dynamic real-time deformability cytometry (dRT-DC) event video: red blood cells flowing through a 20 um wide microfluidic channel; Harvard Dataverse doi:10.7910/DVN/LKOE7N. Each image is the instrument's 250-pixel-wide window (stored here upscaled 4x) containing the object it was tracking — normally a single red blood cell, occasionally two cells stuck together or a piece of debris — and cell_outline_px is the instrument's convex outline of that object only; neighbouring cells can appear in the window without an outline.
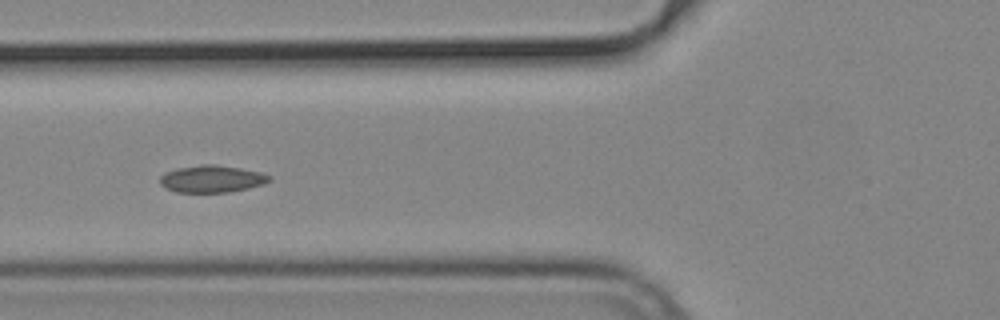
{"species": "common noctule bat (a hibernating species)", "species_latin": "Nyctalus noctula", "temperature_condition": "cold", "stored_images_in_passage": 23, "camera_frame_rate_fps": 3000, "um_per_image_px": 0.085, "animal": {"sex": "male", "body_mass_g": 19.2, "forearm_length_mm": 51.8}, "frame": {"image": 1, "passage_image": 4, "time_ms": 1.0, "image_size_px": [1000, 320], "cell_outline_px": [[264, 180], [252, 184], [236, 188], [212, 192], [192, 192], [172, 188], [164, 180], [168, 176], [176, 172], [192, 168], [224, 168], [244, 172], [260, 176]], "centroid_in_image_um": [17.89, 15.27], "position_along_channel_um": 107.9, "area_um2": 12.54}}
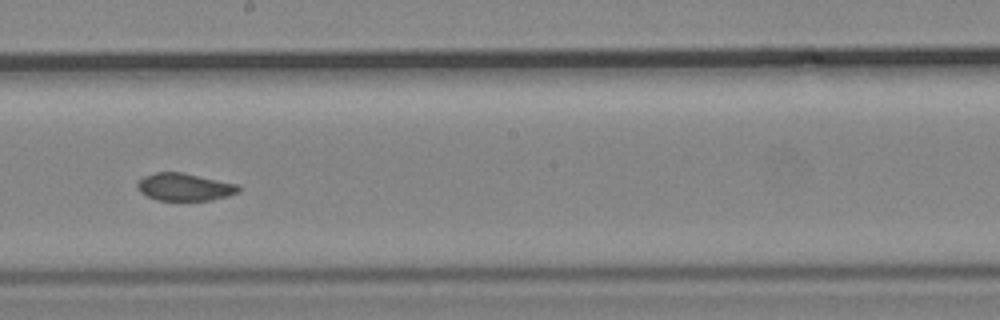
{"frame": {"image": 2, "passage_image": 14, "time_ms": 4.333, "image_size_px": [1000, 320], "cell_outline_px": [[236, 188], [232, 192], [196, 200], [168, 200], [152, 196], [140, 184], [144, 180], [152, 176], [168, 172], [172, 172], [224, 184]], "centroid_in_image_um": [15.57, 15.92], "position_along_channel_um": 232.6, "area_um2": 12.66}}
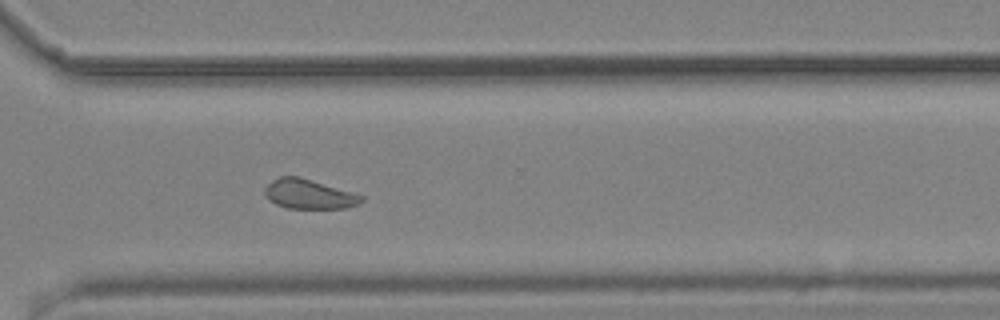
{"frame": {"image": 3, "passage_image": 23, "time_ms": 7.333, "image_size_px": [1000, 320], "cell_outline_px": [[348, 204], [332, 208], [296, 208], [280, 204], [272, 200], [296, 180], [304, 180], [328, 188], [336, 192]], "centroid_in_image_um": [26.28, 16.69], "position_along_channel_um": 344.3, "area_um2": 10.0}}